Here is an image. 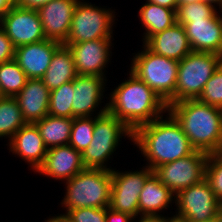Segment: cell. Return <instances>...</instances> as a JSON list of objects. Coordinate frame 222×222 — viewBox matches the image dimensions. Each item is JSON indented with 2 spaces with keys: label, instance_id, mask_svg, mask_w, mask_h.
Returning a JSON list of instances; mask_svg holds the SVG:
<instances>
[{
  "label": "cell",
  "instance_id": "45",
  "mask_svg": "<svg viewBox=\"0 0 222 222\" xmlns=\"http://www.w3.org/2000/svg\"><path fill=\"white\" fill-rule=\"evenodd\" d=\"M206 222H219V219L216 217V218H214V219H212L210 221H206Z\"/></svg>",
  "mask_w": 222,
  "mask_h": 222
},
{
  "label": "cell",
  "instance_id": "12",
  "mask_svg": "<svg viewBox=\"0 0 222 222\" xmlns=\"http://www.w3.org/2000/svg\"><path fill=\"white\" fill-rule=\"evenodd\" d=\"M0 27L15 48L46 39L37 9L14 5L1 16Z\"/></svg>",
  "mask_w": 222,
  "mask_h": 222
},
{
  "label": "cell",
  "instance_id": "24",
  "mask_svg": "<svg viewBox=\"0 0 222 222\" xmlns=\"http://www.w3.org/2000/svg\"><path fill=\"white\" fill-rule=\"evenodd\" d=\"M141 26L145 29L142 42L144 43L152 35L172 27L176 23V11L146 1L138 12Z\"/></svg>",
  "mask_w": 222,
  "mask_h": 222
},
{
  "label": "cell",
  "instance_id": "16",
  "mask_svg": "<svg viewBox=\"0 0 222 222\" xmlns=\"http://www.w3.org/2000/svg\"><path fill=\"white\" fill-rule=\"evenodd\" d=\"M83 169L82 153L71 145H63L49 148L44 163L35 173L65 182Z\"/></svg>",
  "mask_w": 222,
  "mask_h": 222
},
{
  "label": "cell",
  "instance_id": "14",
  "mask_svg": "<svg viewBox=\"0 0 222 222\" xmlns=\"http://www.w3.org/2000/svg\"><path fill=\"white\" fill-rule=\"evenodd\" d=\"M107 79L102 76L77 75L73 80L74 92L72 103V118L92 117L94 111L97 116L107 112L108 103L102 108ZM100 110L96 113L97 107Z\"/></svg>",
  "mask_w": 222,
  "mask_h": 222
},
{
  "label": "cell",
  "instance_id": "47",
  "mask_svg": "<svg viewBox=\"0 0 222 222\" xmlns=\"http://www.w3.org/2000/svg\"><path fill=\"white\" fill-rule=\"evenodd\" d=\"M217 154L222 158V146Z\"/></svg>",
  "mask_w": 222,
  "mask_h": 222
},
{
  "label": "cell",
  "instance_id": "46",
  "mask_svg": "<svg viewBox=\"0 0 222 222\" xmlns=\"http://www.w3.org/2000/svg\"><path fill=\"white\" fill-rule=\"evenodd\" d=\"M4 98V95H3V92H2V89H1V86H0V99Z\"/></svg>",
  "mask_w": 222,
  "mask_h": 222
},
{
  "label": "cell",
  "instance_id": "20",
  "mask_svg": "<svg viewBox=\"0 0 222 222\" xmlns=\"http://www.w3.org/2000/svg\"><path fill=\"white\" fill-rule=\"evenodd\" d=\"M150 51L175 61H181L192 52L182 24L158 32L143 43Z\"/></svg>",
  "mask_w": 222,
  "mask_h": 222
},
{
  "label": "cell",
  "instance_id": "5",
  "mask_svg": "<svg viewBox=\"0 0 222 222\" xmlns=\"http://www.w3.org/2000/svg\"><path fill=\"white\" fill-rule=\"evenodd\" d=\"M143 50L131 58L130 71L145 82L165 103H174V92L178 75V61Z\"/></svg>",
  "mask_w": 222,
  "mask_h": 222
},
{
  "label": "cell",
  "instance_id": "36",
  "mask_svg": "<svg viewBox=\"0 0 222 222\" xmlns=\"http://www.w3.org/2000/svg\"><path fill=\"white\" fill-rule=\"evenodd\" d=\"M50 1L52 0H14V3L21 7L38 9Z\"/></svg>",
  "mask_w": 222,
  "mask_h": 222
},
{
  "label": "cell",
  "instance_id": "2",
  "mask_svg": "<svg viewBox=\"0 0 222 222\" xmlns=\"http://www.w3.org/2000/svg\"><path fill=\"white\" fill-rule=\"evenodd\" d=\"M129 78V79H128ZM110 92L107 112L122 121L132 132L167 113L166 103L141 79L129 77Z\"/></svg>",
  "mask_w": 222,
  "mask_h": 222
},
{
  "label": "cell",
  "instance_id": "30",
  "mask_svg": "<svg viewBox=\"0 0 222 222\" xmlns=\"http://www.w3.org/2000/svg\"><path fill=\"white\" fill-rule=\"evenodd\" d=\"M219 9L203 1L179 5L176 10V23L186 25L187 23L198 20L213 18Z\"/></svg>",
  "mask_w": 222,
  "mask_h": 222
},
{
  "label": "cell",
  "instance_id": "4",
  "mask_svg": "<svg viewBox=\"0 0 222 222\" xmlns=\"http://www.w3.org/2000/svg\"><path fill=\"white\" fill-rule=\"evenodd\" d=\"M64 183L66 192L60 203L65 208V213L84 207H109L111 170L85 168Z\"/></svg>",
  "mask_w": 222,
  "mask_h": 222
},
{
  "label": "cell",
  "instance_id": "42",
  "mask_svg": "<svg viewBox=\"0 0 222 222\" xmlns=\"http://www.w3.org/2000/svg\"><path fill=\"white\" fill-rule=\"evenodd\" d=\"M203 2L205 3H209L211 5H213L214 7H218L219 8V11L222 10V0H202ZM217 4V5H216Z\"/></svg>",
  "mask_w": 222,
  "mask_h": 222
},
{
  "label": "cell",
  "instance_id": "13",
  "mask_svg": "<svg viewBox=\"0 0 222 222\" xmlns=\"http://www.w3.org/2000/svg\"><path fill=\"white\" fill-rule=\"evenodd\" d=\"M112 39H95L81 43L64 44L70 49L77 75L102 76L112 57ZM111 49V50H110Z\"/></svg>",
  "mask_w": 222,
  "mask_h": 222
},
{
  "label": "cell",
  "instance_id": "23",
  "mask_svg": "<svg viewBox=\"0 0 222 222\" xmlns=\"http://www.w3.org/2000/svg\"><path fill=\"white\" fill-rule=\"evenodd\" d=\"M77 76L73 56L68 46L61 44L54 52L49 68L41 78L51 91L62 84L74 80Z\"/></svg>",
  "mask_w": 222,
  "mask_h": 222
},
{
  "label": "cell",
  "instance_id": "27",
  "mask_svg": "<svg viewBox=\"0 0 222 222\" xmlns=\"http://www.w3.org/2000/svg\"><path fill=\"white\" fill-rule=\"evenodd\" d=\"M27 80L26 74L14 59L0 64V86L4 97H15Z\"/></svg>",
  "mask_w": 222,
  "mask_h": 222
},
{
  "label": "cell",
  "instance_id": "32",
  "mask_svg": "<svg viewBox=\"0 0 222 222\" xmlns=\"http://www.w3.org/2000/svg\"><path fill=\"white\" fill-rule=\"evenodd\" d=\"M219 202H222V158L216 154H208L205 165V177Z\"/></svg>",
  "mask_w": 222,
  "mask_h": 222
},
{
  "label": "cell",
  "instance_id": "34",
  "mask_svg": "<svg viewBox=\"0 0 222 222\" xmlns=\"http://www.w3.org/2000/svg\"><path fill=\"white\" fill-rule=\"evenodd\" d=\"M15 47L0 27V64L14 59Z\"/></svg>",
  "mask_w": 222,
  "mask_h": 222
},
{
  "label": "cell",
  "instance_id": "31",
  "mask_svg": "<svg viewBox=\"0 0 222 222\" xmlns=\"http://www.w3.org/2000/svg\"><path fill=\"white\" fill-rule=\"evenodd\" d=\"M200 102L222 109V63L203 87Z\"/></svg>",
  "mask_w": 222,
  "mask_h": 222
},
{
  "label": "cell",
  "instance_id": "35",
  "mask_svg": "<svg viewBox=\"0 0 222 222\" xmlns=\"http://www.w3.org/2000/svg\"><path fill=\"white\" fill-rule=\"evenodd\" d=\"M136 217H133L127 213L116 212L109 207H106L105 222H134Z\"/></svg>",
  "mask_w": 222,
  "mask_h": 222
},
{
  "label": "cell",
  "instance_id": "26",
  "mask_svg": "<svg viewBox=\"0 0 222 222\" xmlns=\"http://www.w3.org/2000/svg\"><path fill=\"white\" fill-rule=\"evenodd\" d=\"M25 124L26 121L16 98L4 97L0 99V138H8L9 141Z\"/></svg>",
  "mask_w": 222,
  "mask_h": 222
},
{
  "label": "cell",
  "instance_id": "28",
  "mask_svg": "<svg viewBox=\"0 0 222 222\" xmlns=\"http://www.w3.org/2000/svg\"><path fill=\"white\" fill-rule=\"evenodd\" d=\"M73 80L50 91L48 114L55 117L72 118Z\"/></svg>",
  "mask_w": 222,
  "mask_h": 222
},
{
  "label": "cell",
  "instance_id": "7",
  "mask_svg": "<svg viewBox=\"0 0 222 222\" xmlns=\"http://www.w3.org/2000/svg\"><path fill=\"white\" fill-rule=\"evenodd\" d=\"M221 63V55L200 51H192L179 61L174 103L197 99Z\"/></svg>",
  "mask_w": 222,
  "mask_h": 222
},
{
  "label": "cell",
  "instance_id": "19",
  "mask_svg": "<svg viewBox=\"0 0 222 222\" xmlns=\"http://www.w3.org/2000/svg\"><path fill=\"white\" fill-rule=\"evenodd\" d=\"M7 145L9 152L28 163L34 172L44 163L48 150L35 123H26Z\"/></svg>",
  "mask_w": 222,
  "mask_h": 222
},
{
  "label": "cell",
  "instance_id": "38",
  "mask_svg": "<svg viewBox=\"0 0 222 222\" xmlns=\"http://www.w3.org/2000/svg\"><path fill=\"white\" fill-rule=\"evenodd\" d=\"M136 218L139 219L138 222H164V215H140ZM137 220L134 222H137Z\"/></svg>",
  "mask_w": 222,
  "mask_h": 222
},
{
  "label": "cell",
  "instance_id": "8",
  "mask_svg": "<svg viewBox=\"0 0 222 222\" xmlns=\"http://www.w3.org/2000/svg\"><path fill=\"white\" fill-rule=\"evenodd\" d=\"M115 11L91 2L79 0L76 4L71 27L64 44L81 43L95 39H112Z\"/></svg>",
  "mask_w": 222,
  "mask_h": 222
},
{
  "label": "cell",
  "instance_id": "41",
  "mask_svg": "<svg viewBox=\"0 0 222 222\" xmlns=\"http://www.w3.org/2000/svg\"><path fill=\"white\" fill-rule=\"evenodd\" d=\"M164 222H189V221L186 218H183V217L178 216L177 214H175L171 217L164 216Z\"/></svg>",
  "mask_w": 222,
  "mask_h": 222
},
{
  "label": "cell",
  "instance_id": "29",
  "mask_svg": "<svg viewBox=\"0 0 222 222\" xmlns=\"http://www.w3.org/2000/svg\"><path fill=\"white\" fill-rule=\"evenodd\" d=\"M93 130L94 116L74 117L69 145L82 153L92 141Z\"/></svg>",
  "mask_w": 222,
  "mask_h": 222
},
{
  "label": "cell",
  "instance_id": "25",
  "mask_svg": "<svg viewBox=\"0 0 222 222\" xmlns=\"http://www.w3.org/2000/svg\"><path fill=\"white\" fill-rule=\"evenodd\" d=\"M47 149L69 145L73 118L47 115L35 122Z\"/></svg>",
  "mask_w": 222,
  "mask_h": 222
},
{
  "label": "cell",
  "instance_id": "17",
  "mask_svg": "<svg viewBox=\"0 0 222 222\" xmlns=\"http://www.w3.org/2000/svg\"><path fill=\"white\" fill-rule=\"evenodd\" d=\"M220 12L213 18L193 20L183 25L192 51L211 52L222 56V12Z\"/></svg>",
  "mask_w": 222,
  "mask_h": 222
},
{
  "label": "cell",
  "instance_id": "3",
  "mask_svg": "<svg viewBox=\"0 0 222 222\" xmlns=\"http://www.w3.org/2000/svg\"><path fill=\"white\" fill-rule=\"evenodd\" d=\"M195 150L216 154L222 146V109L188 99L168 105Z\"/></svg>",
  "mask_w": 222,
  "mask_h": 222
},
{
  "label": "cell",
  "instance_id": "18",
  "mask_svg": "<svg viewBox=\"0 0 222 222\" xmlns=\"http://www.w3.org/2000/svg\"><path fill=\"white\" fill-rule=\"evenodd\" d=\"M61 43L45 39L15 48L14 60L28 79H41L49 68L51 58Z\"/></svg>",
  "mask_w": 222,
  "mask_h": 222
},
{
  "label": "cell",
  "instance_id": "1",
  "mask_svg": "<svg viewBox=\"0 0 222 222\" xmlns=\"http://www.w3.org/2000/svg\"><path fill=\"white\" fill-rule=\"evenodd\" d=\"M166 114V118L161 116L133 131V145L139 148L151 170L195 151L181 125L168 111Z\"/></svg>",
  "mask_w": 222,
  "mask_h": 222
},
{
  "label": "cell",
  "instance_id": "21",
  "mask_svg": "<svg viewBox=\"0 0 222 222\" xmlns=\"http://www.w3.org/2000/svg\"><path fill=\"white\" fill-rule=\"evenodd\" d=\"M15 98L26 123H35L48 115L50 90L41 79H28Z\"/></svg>",
  "mask_w": 222,
  "mask_h": 222
},
{
  "label": "cell",
  "instance_id": "15",
  "mask_svg": "<svg viewBox=\"0 0 222 222\" xmlns=\"http://www.w3.org/2000/svg\"><path fill=\"white\" fill-rule=\"evenodd\" d=\"M79 0H52L37 9L46 39L66 42Z\"/></svg>",
  "mask_w": 222,
  "mask_h": 222
},
{
  "label": "cell",
  "instance_id": "40",
  "mask_svg": "<svg viewBox=\"0 0 222 222\" xmlns=\"http://www.w3.org/2000/svg\"><path fill=\"white\" fill-rule=\"evenodd\" d=\"M14 5V0H0V16H3Z\"/></svg>",
  "mask_w": 222,
  "mask_h": 222
},
{
  "label": "cell",
  "instance_id": "39",
  "mask_svg": "<svg viewBox=\"0 0 222 222\" xmlns=\"http://www.w3.org/2000/svg\"><path fill=\"white\" fill-rule=\"evenodd\" d=\"M45 222H75L68 213L48 217Z\"/></svg>",
  "mask_w": 222,
  "mask_h": 222
},
{
  "label": "cell",
  "instance_id": "9",
  "mask_svg": "<svg viewBox=\"0 0 222 222\" xmlns=\"http://www.w3.org/2000/svg\"><path fill=\"white\" fill-rule=\"evenodd\" d=\"M142 170L119 171L111 170L112 184L109 208L116 212L139 216V196L146 179L153 173L148 166Z\"/></svg>",
  "mask_w": 222,
  "mask_h": 222
},
{
  "label": "cell",
  "instance_id": "43",
  "mask_svg": "<svg viewBox=\"0 0 222 222\" xmlns=\"http://www.w3.org/2000/svg\"><path fill=\"white\" fill-rule=\"evenodd\" d=\"M202 0H178V6L179 5H185L188 3H196V2H200Z\"/></svg>",
  "mask_w": 222,
  "mask_h": 222
},
{
  "label": "cell",
  "instance_id": "6",
  "mask_svg": "<svg viewBox=\"0 0 222 222\" xmlns=\"http://www.w3.org/2000/svg\"><path fill=\"white\" fill-rule=\"evenodd\" d=\"M123 137L132 141L133 132L117 117L108 112L94 116L92 141L82 152L85 168L113 170L107 162L113 157Z\"/></svg>",
  "mask_w": 222,
  "mask_h": 222
},
{
  "label": "cell",
  "instance_id": "33",
  "mask_svg": "<svg viewBox=\"0 0 222 222\" xmlns=\"http://www.w3.org/2000/svg\"><path fill=\"white\" fill-rule=\"evenodd\" d=\"M75 222H105L106 207H84L73 209L68 212Z\"/></svg>",
  "mask_w": 222,
  "mask_h": 222
},
{
  "label": "cell",
  "instance_id": "11",
  "mask_svg": "<svg viewBox=\"0 0 222 222\" xmlns=\"http://www.w3.org/2000/svg\"><path fill=\"white\" fill-rule=\"evenodd\" d=\"M219 203L204 178L176 195L175 213L189 222H206L217 217Z\"/></svg>",
  "mask_w": 222,
  "mask_h": 222
},
{
  "label": "cell",
  "instance_id": "10",
  "mask_svg": "<svg viewBox=\"0 0 222 222\" xmlns=\"http://www.w3.org/2000/svg\"><path fill=\"white\" fill-rule=\"evenodd\" d=\"M207 158L206 152L195 150L187 157L156 167L153 173L177 195L204 179Z\"/></svg>",
  "mask_w": 222,
  "mask_h": 222
},
{
  "label": "cell",
  "instance_id": "22",
  "mask_svg": "<svg viewBox=\"0 0 222 222\" xmlns=\"http://www.w3.org/2000/svg\"><path fill=\"white\" fill-rule=\"evenodd\" d=\"M176 195L152 173L145 181L139 196V215H159L172 206Z\"/></svg>",
  "mask_w": 222,
  "mask_h": 222
},
{
  "label": "cell",
  "instance_id": "44",
  "mask_svg": "<svg viewBox=\"0 0 222 222\" xmlns=\"http://www.w3.org/2000/svg\"><path fill=\"white\" fill-rule=\"evenodd\" d=\"M217 218L219 222H222V202H220L218 206Z\"/></svg>",
  "mask_w": 222,
  "mask_h": 222
},
{
  "label": "cell",
  "instance_id": "37",
  "mask_svg": "<svg viewBox=\"0 0 222 222\" xmlns=\"http://www.w3.org/2000/svg\"><path fill=\"white\" fill-rule=\"evenodd\" d=\"M146 1L160 5L162 7L173 9L175 11L177 10L178 7V0H146Z\"/></svg>",
  "mask_w": 222,
  "mask_h": 222
}]
</instances>
